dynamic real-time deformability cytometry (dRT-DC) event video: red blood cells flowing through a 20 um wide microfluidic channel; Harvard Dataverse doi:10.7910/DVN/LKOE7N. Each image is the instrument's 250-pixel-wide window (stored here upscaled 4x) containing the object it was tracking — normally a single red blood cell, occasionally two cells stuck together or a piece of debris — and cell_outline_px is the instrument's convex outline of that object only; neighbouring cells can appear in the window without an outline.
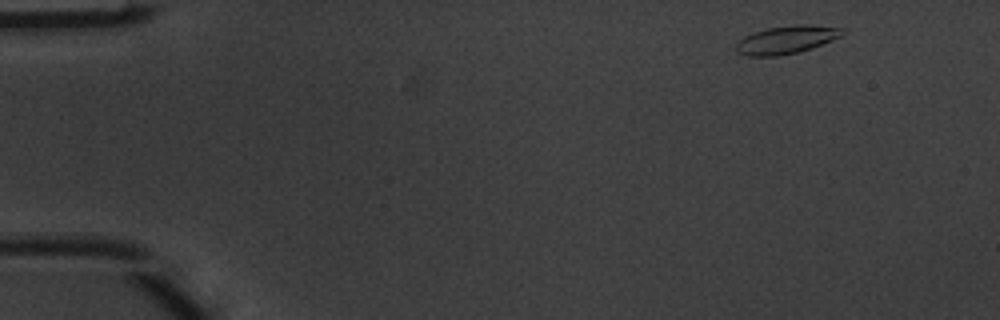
{"species": "common noctule bat (a hibernating species)", "species_latin": "Nyctalus noctula", "temperature_condition": "warm", "stored_images_in_passage": 3, "camera_frame_rate_fps": 3000, "um_per_image_px": 0.085, "animal": {"sex": "male", "body_mass_g": 20.1, "forearm_length_mm": 53.5}, "frame": {"image": 1, "passage_image": 1, "time_ms": 0.0, "image_size_px": [1000, 320], "cell_outline_px": [[844, 36], [812, 48], [796, 52], [776, 56], [748, 56], [736, 52], [736, 44], [744, 36], [768, 28], [800, 24], [804, 24], [844, 28]], "centroid_in_image_um": [66.89, 3.38], "position_along_channel_um": 18.1, "area_um2": 17.22}}